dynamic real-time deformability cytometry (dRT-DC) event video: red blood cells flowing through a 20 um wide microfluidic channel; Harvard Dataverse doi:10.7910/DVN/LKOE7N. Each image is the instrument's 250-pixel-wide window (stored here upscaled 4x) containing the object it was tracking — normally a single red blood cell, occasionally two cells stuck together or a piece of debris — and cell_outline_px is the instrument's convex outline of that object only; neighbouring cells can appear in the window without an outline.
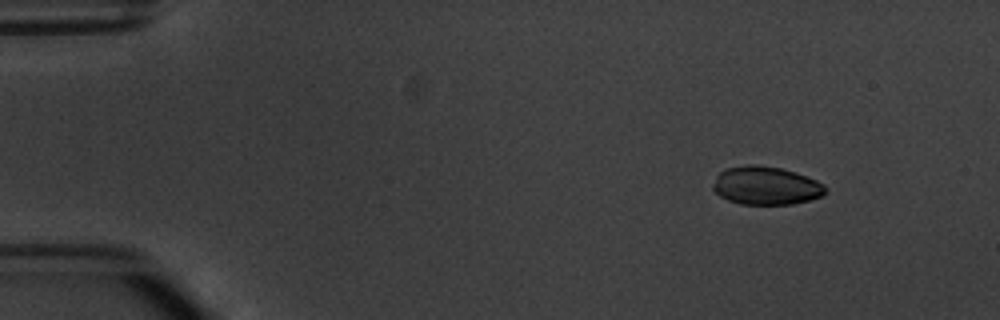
{"species": "common noctule bat (a hibernating species)", "species_latin": "Nyctalus noctula", "temperature_condition": "warm", "stored_images_in_passage": 3, "camera_frame_rate_fps": 3000, "um_per_image_px": 0.085, "animal": {"sex": "male", "body_mass_g": 20.1, "forearm_length_mm": 53.5}, "frame": {"image": 1, "passage_image": 1, "time_ms": 0.0, "image_size_px": [1000, 320], "cell_outline_px": [[828, 192], [820, 196], [808, 200], [792, 204], [740, 204], [728, 200], [720, 196], [712, 188], [712, 184], [716, 176], [720, 172], [728, 168], [748, 164], [756, 164], [780, 168], [796, 172], [816, 180], [824, 184], [828, 188]], "centroid_in_image_um": [65.11, 15.77], "position_along_channel_um": 19.9, "area_um2": 25.14}}
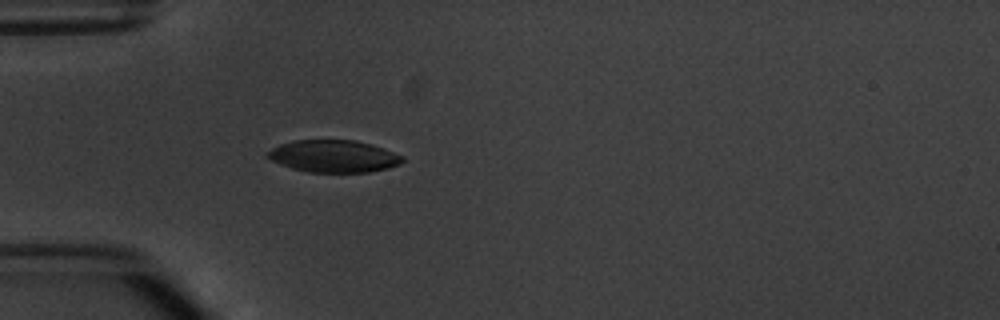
{"frame": {"image": 2, "passage_image": 3, "time_ms": 3.333, "image_size_px": [1000, 320], "cell_outline_px": [[404, 160], [400, 164], [388, 168], [368, 172], [308, 172], [292, 168], [280, 164], [264, 156], [264, 152], [280, 144], [292, 140], [356, 140], [404, 156]], "centroid_in_image_um": [28.3, 13.28], "position_along_channel_um": 56.7, "area_um2": 25.26}}